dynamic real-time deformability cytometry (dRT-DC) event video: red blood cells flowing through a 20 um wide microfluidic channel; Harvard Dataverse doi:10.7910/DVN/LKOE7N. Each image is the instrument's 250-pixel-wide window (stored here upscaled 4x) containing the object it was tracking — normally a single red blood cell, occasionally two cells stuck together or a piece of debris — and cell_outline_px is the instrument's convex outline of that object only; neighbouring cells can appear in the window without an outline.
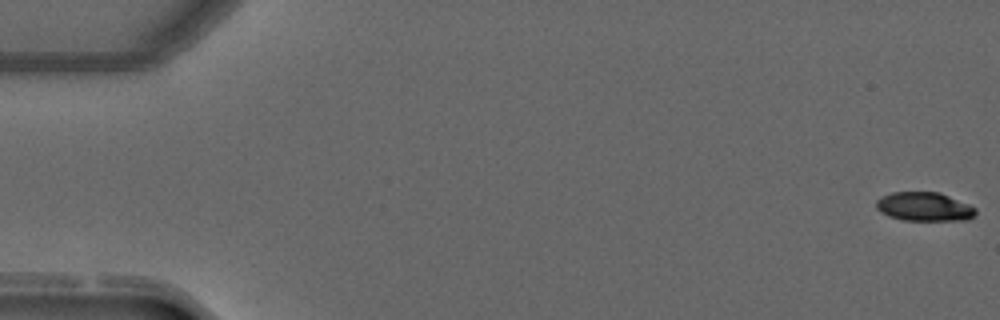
{"species": "common noctule bat (a hibernating species)", "species_latin": "Nyctalus noctula", "temperature_condition": "warm", "stored_images_in_passage": 19, "camera_frame_rate_fps": 3000, "um_per_image_px": 0.085, "animal": {"sex": "male", "forearm_length_mm": 52.5}, "frame": {"image": 1, "passage_image": 1, "time_ms": 0.0, "image_size_px": [1000, 320], "cell_outline_px": [[976, 212], [968, 220], [904, 220], [888, 216], [876, 208], [876, 200], [880, 196], [892, 192], [940, 192], [968, 204], [976, 208]], "centroid_in_image_um": [78.54, 17.56], "position_along_channel_um": 6.5, "area_um2": 16.7}}
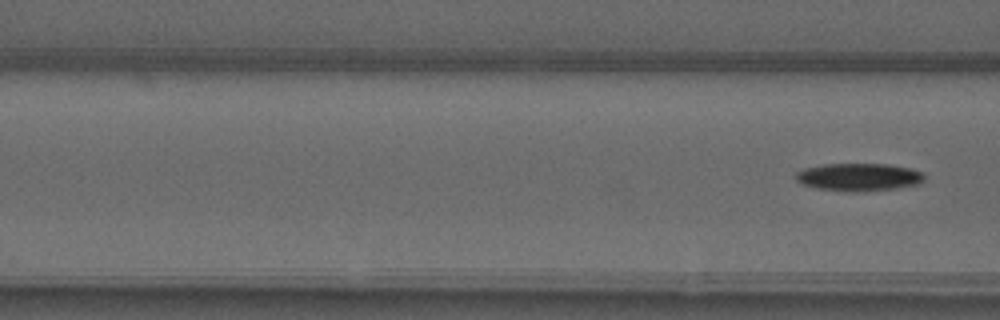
{"frame": {"image": 2, "passage_image": 19, "time_ms": 6.0, "image_size_px": [1000, 320], "cell_outline_px": [[924, 180], [920, 184], [900, 188], [852, 192], [848, 192], [816, 188], [804, 184], [796, 180], [796, 172], [804, 168], [824, 164], [888, 164], [908, 168], [920, 172], [924, 176]], "centroid_in_image_um": [73.0, 15.06], "position_along_channel_um": 93.6, "area_um2": 20.75}}